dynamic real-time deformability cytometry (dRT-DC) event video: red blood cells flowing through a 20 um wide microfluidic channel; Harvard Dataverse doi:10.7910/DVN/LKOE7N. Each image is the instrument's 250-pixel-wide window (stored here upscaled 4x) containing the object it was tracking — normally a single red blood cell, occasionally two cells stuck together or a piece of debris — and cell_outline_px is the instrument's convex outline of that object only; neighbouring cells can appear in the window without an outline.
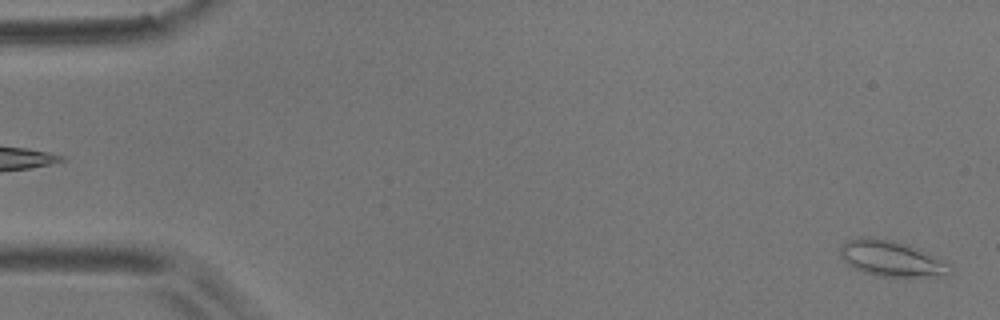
{"species": "common noctule bat (a hibernating species)", "species_latin": "Nyctalus noctula", "temperature_condition": "room temperature", "stored_images_in_passage": 6, "camera_frame_rate_fps": 3000, "um_per_image_px": 0.085, "animal": {"sex": "male", "body_mass_g": 17.9}, "frame": {"image": 1, "passage_image": 6, "time_ms": 7.667, "image_size_px": [1000, 320], "cell_outline_px": [[952, 272], [948, 276], [876, 276], [852, 268], [840, 256], [840, 248], [844, 240], [860, 236], [872, 236], [892, 240], [908, 244], [920, 248], [936, 256], [948, 264], [952, 268]], "centroid_in_image_um": [75.75, 21.95], "position_along_channel_um": 9.3, "area_um2": 23.29}}